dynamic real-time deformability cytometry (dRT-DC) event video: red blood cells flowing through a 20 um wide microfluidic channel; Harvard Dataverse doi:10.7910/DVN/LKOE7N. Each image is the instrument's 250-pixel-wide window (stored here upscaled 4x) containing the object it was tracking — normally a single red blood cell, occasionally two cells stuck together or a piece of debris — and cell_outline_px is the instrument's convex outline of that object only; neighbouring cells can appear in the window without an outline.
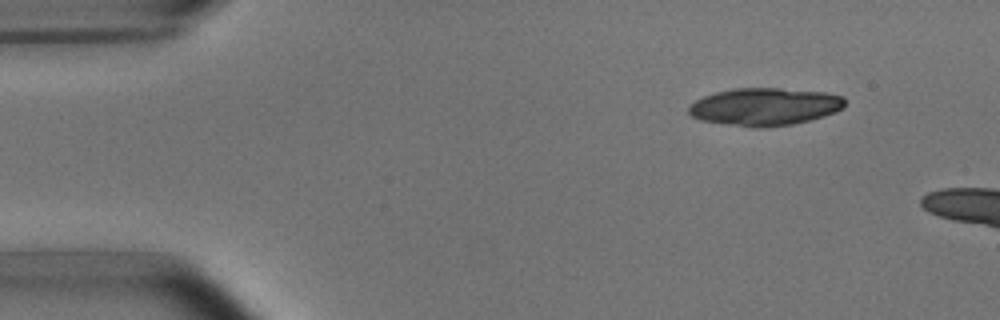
{"species": "common noctule bat (a hibernating species)", "species_latin": "Nyctalus noctula", "temperature_condition": "room temperature", "stored_images_in_passage": 2, "camera_frame_rate_fps": 3000, "um_per_image_px": 0.085, "animal": {"sex": "male", "body_mass_g": 15.6}, "frame": {"image": 1, "passage_image": 1, "time_ms": 0.0, "image_size_px": [1000, 320], "cell_outline_px": [[844, 108], [836, 112], [824, 116], [792, 124], [760, 128], [756, 128], [700, 120], [692, 116], [688, 112], [688, 104], [704, 96], [716, 92], [736, 88], [780, 88], [824, 92], [844, 96]], "centroid_in_image_um": [65.0, 9.06], "position_along_channel_um": 20.0, "area_um2": 34.22}}